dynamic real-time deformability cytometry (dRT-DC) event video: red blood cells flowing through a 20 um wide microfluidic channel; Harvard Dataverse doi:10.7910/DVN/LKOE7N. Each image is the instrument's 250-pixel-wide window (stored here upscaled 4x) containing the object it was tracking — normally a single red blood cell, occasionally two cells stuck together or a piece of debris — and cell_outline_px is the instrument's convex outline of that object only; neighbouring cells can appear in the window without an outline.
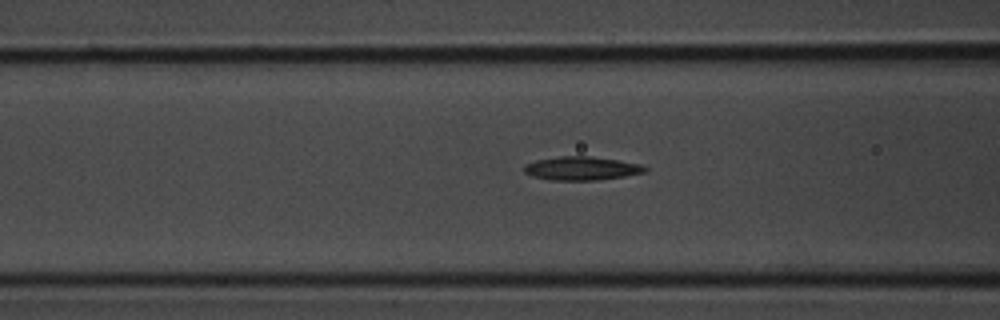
{"species": "common noctule bat (a hibernating species)", "species_latin": "Nyctalus noctula", "temperature_condition": "room temperature", "stored_images_in_passage": 30, "camera_frame_rate_fps": 3000, "um_per_image_px": 0.085, "animal": {"sex": "male", "body_mass_g": 20.1, "forearm_length_mm": 53.5}, "frame": {"image": 1, "passage_image": 8, "time_ms": 2.333, "image_size_px": [1000, 320], "cell_outline_px": [[644, 168], [640, 172], [620, 176], [584, 180], [564, 180], [536, 176], [528, 172], [524, 168], [528, 164], [540, 160], [564, 156], [584, 156], [612, 160], [632, 164]], "centroid_in_image_um": [49.34, 14.3], "position_along_channel_um": 117.3, "area_um2": 14.8}}
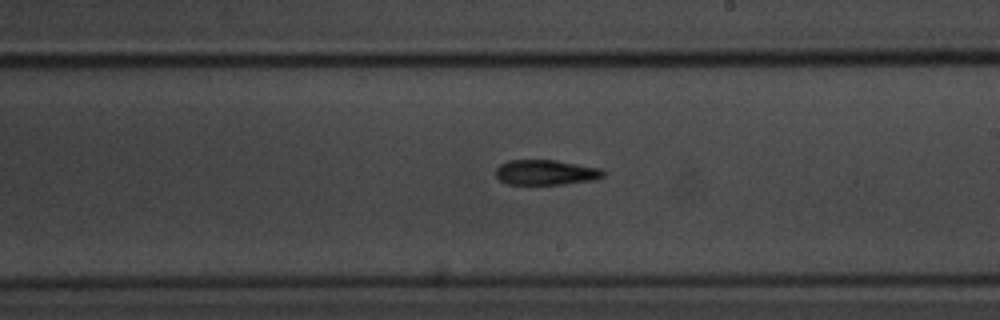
{"frame": {"image": 2, "passage_image": 18, "time_ms": 5.667, "image_size_px": [1000, 320], "cell_outline_px": [[604, 172], [600, 176], [580, 180], [552, 184], [512, 184], [504, 180], [496, 172], [504, 164], [512, 160], [552, 160], [592, 168]], "centroid_in_image_um": [46.28, 14.64], "position_along_channel_um": 242.7, "area_um2": 13.99}}
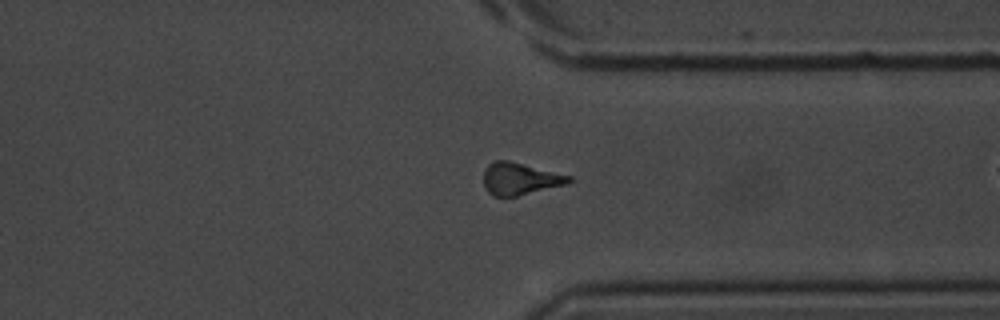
{"frame": {"image": 3, "passage_image": 28, "time_ms": 9.0, "image_size_px": [1000, 320], "cell_outline_px": [[572, 180], [560, 184], [516, 196], [496, 196], [484, 184], [484, 172], [496, 160], [504, 160], [568, 176]], "centroid_in_image_um": [44.13, 15.2], "position_along_channel_um": 367.3, "area_um2": 14.51}}